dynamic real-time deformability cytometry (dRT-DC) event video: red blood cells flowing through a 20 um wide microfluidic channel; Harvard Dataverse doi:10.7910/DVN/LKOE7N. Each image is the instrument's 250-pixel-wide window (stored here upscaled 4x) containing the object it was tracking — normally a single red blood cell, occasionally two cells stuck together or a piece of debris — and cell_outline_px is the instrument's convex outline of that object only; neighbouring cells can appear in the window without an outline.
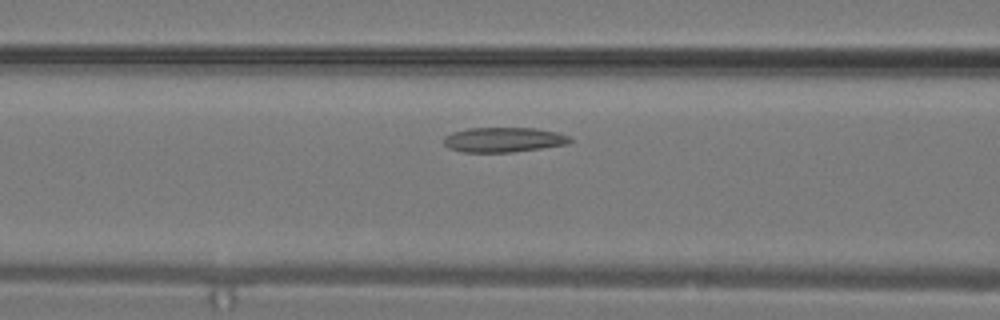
{"species": "common noctule bat (a hibernating species)", "species_latin": "Nyctalus noctula", "temperature_condition": "warm", "stored_images_in_passage": 18, "camera_frame_rate_fps": 3000, "um_per_image_px": 0.085, "animal": {"sex": "male", "body_mass_g": 19.2, "forearm_length_mm": 51.8}, "frame": {"image": 1, "passage_image": 10, "time_ms": 3.0, "image_size_px": [1000, 320], "cell_outline_px": [[572, 140], [568, 144], [512, 152], [464, 152], [448, 148], [444, 144], [444, 136], [452, 132], [468, 128], [536, 128], [556, 132], [568, 136]], "centroid_in_image_um": [42.77, 11.87], "position_along_channel_um": 123.8, "area_um2": 18.21}}
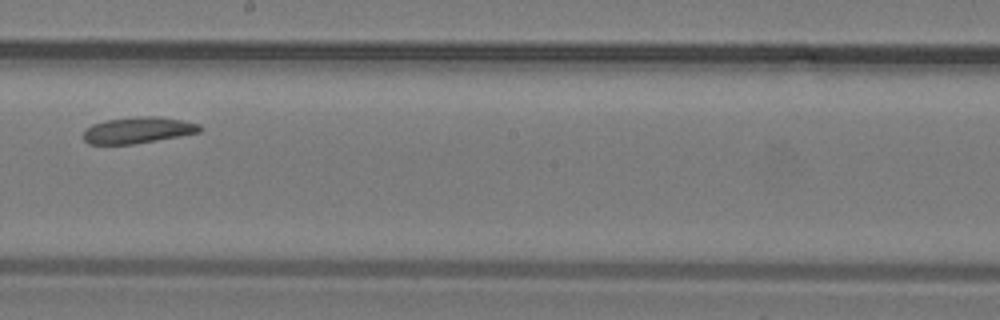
{"frame": {"image": 2, "passage_image": 15, "time_ms": 4.667, "image_size_px": [1000, 320], "cell_outline_px": [[204, 128], [200, 132], [180, 136], [132, 144], [88, 144], [84, 140], [84, 132], [92, 124], [108, 120], [136, 116], [160, 116], [200, 124]], "centroid_in_image_um": [11.76, 11.06], "position_along_channel_um": 236.4, "area_um2": 17.74}}
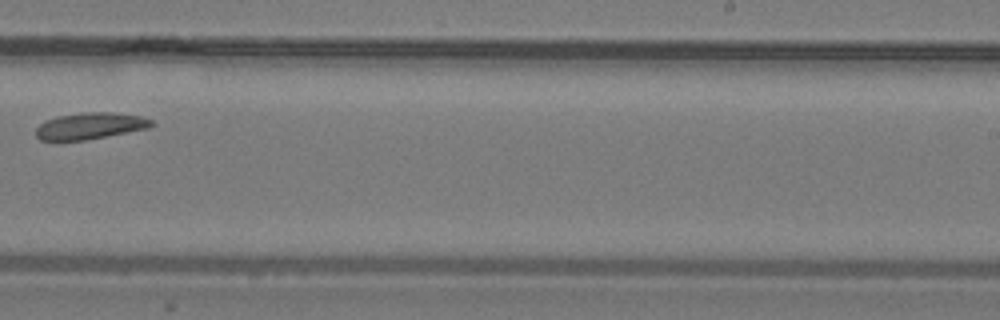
{"frame": {"image": 3, "passage_image": 17, "time_ms": 5.333, "image_size_px": [1000, 320], "cell_outline_px": [[156, 124], [148, 128], [84, 140], [56, 144], [40, 140], [36, 136], [36, 128], [44, 120], [56, 116], [84, 112], [116, 112], [140, 116], [152, 120]], "centroid_in_image_um": [7.56, 10.73], "position_along_channel_um": 281.4, "area_um2": 18.5}}